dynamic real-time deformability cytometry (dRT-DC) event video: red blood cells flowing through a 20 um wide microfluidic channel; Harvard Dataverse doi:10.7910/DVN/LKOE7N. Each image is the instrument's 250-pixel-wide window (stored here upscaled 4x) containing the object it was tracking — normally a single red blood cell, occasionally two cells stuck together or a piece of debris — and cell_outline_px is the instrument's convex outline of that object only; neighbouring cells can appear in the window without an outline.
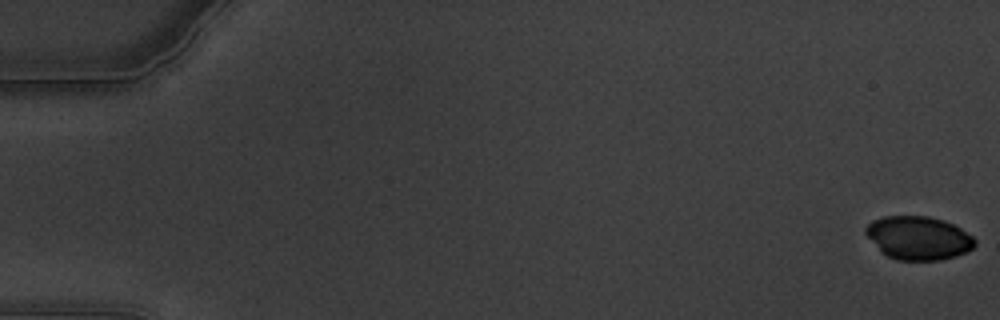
{"species": "common noctule bat (a hibernating species)", "species_latin": "Nyctalus noctula", "temperature_condition": "warm", "stored_images_in_passage": 61, "camera_frame_rate_fps": 3000, "um_per_image_px": 0.085, "animal": {"sex": "male", "body_mass_g": 19.5, "forearm_length_mm": 54.6}, "frame": {"image": 1, "passage_image": 1, "time_ms": 0.0, "image_size_px": [1000, 320], "cell_outline_px": [[976, 244], [972, 248], [956, 256], [940, 260], [896, 260], [880, 252], [864, 232], [864, 228], [872, 220], [884, 216], [928, 216], [944, 220], [960, 228], [972, 236], [976, 240]], "centroid_in_image_um": [78.03, 20.22], "position_along_channel_um": 7.0, "area_um2": 27.69}}
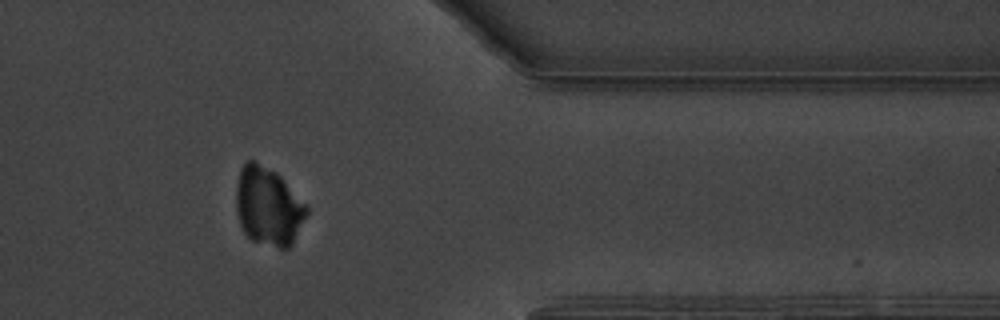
{"frame": {"image": 2, "passage_image": 51, "time_ms": 16.667, "image_size_px": [1000, 320], "cell_outline_px": [[308, 212], [292, 244], [288, 248], [280, 248], [252, 240], [244, 232], [240, 224], [236, 212], [236, 184], [240, 168], [248, 160], [256, 160], [276, 172], [308, 204]], "centroid_in_image_um": [22.8, 17.51], "position_along_channel_um": 388.6, "area_um2": 32.43}}
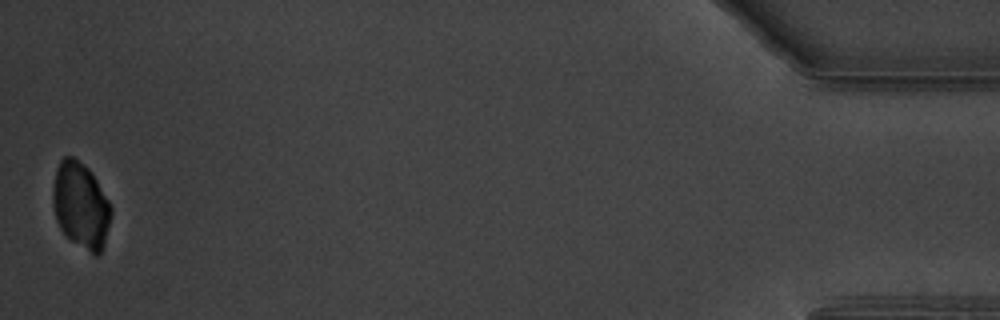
{"frame": {"image": 3, "passage_image": 61, "time_ms": 20.0, "image_size_px": [1000, 320], "cell_outline_px": [[112, 212], [104, 244], [100, 252], [96, 256], [72, 240], [60, 228], [56, 220], [52, 204], [52, 188], [56, 168], [60, 160], [64, 156], [72, 156], [88, 168], [92, 172], [108, 200], [112, 208]], "centroid_in_image_um": [6.85, 17.42], "position_along_channel_um": 428.4, "area_um2": 29.07}}